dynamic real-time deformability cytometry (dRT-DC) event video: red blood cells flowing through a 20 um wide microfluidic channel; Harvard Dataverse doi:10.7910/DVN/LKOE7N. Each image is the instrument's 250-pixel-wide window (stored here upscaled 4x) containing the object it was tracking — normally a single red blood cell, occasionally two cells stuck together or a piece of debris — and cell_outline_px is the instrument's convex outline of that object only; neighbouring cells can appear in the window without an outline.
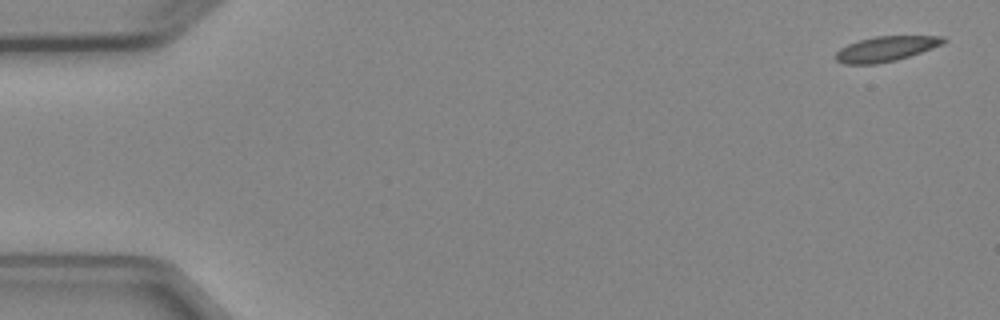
{"species": "Egyptian fruit bat (a non-hibernating species)", "species_latin": "Rousettus aegyptiacus", "temperature_condition": "cold", "stored_images_in_passage": 4, "camera_frame_rate_fps": 3000, "um_per_image_px": 0.085, "animal": {"sex": "female"}, "frame": {"image": 1, "passage_image": 1, "time_ms": 0.0, "image_size_px": [1000, 320], "cell_outline_px": [[948, 40], [944, 44], [896, 60], [876, 64], [844, 64], [836, 60], [836, 52], [840, 48], [848, 44], [860, 40], [876, 36], [944, 36]], "centroid_in_image_um": [75.31, 4.15], "position_along_channel_um": 9.7, "area_um2": 15.66}}
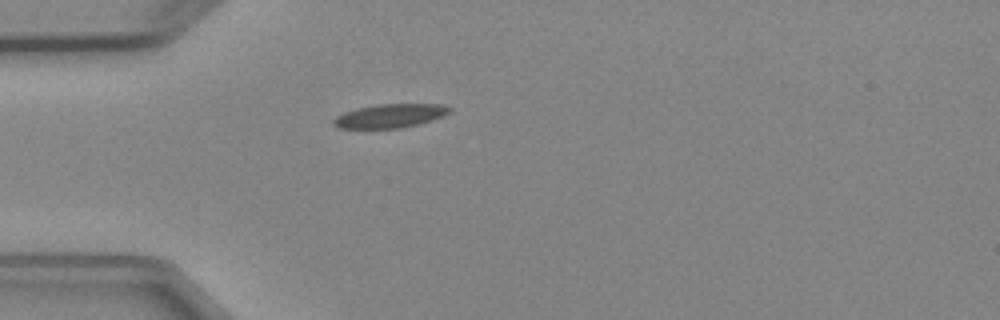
{"frame": {"image": 2, "passage_image": 4, "time_ms": 4.333, "image_size_px": [1000, 320], "cell_outline_px": [[452, 112], [444, 116], [432, 120], [400, 128], [340, 128], [332, 124], [332, 120], [336, 116], [344, 112], [356, 108], [376, 104], [444, 104], [452, 108]], "centroid_in_image_um": [33.17, 9.83], "position_along_channel_um": 51.8, "area_um2": 16.18}}